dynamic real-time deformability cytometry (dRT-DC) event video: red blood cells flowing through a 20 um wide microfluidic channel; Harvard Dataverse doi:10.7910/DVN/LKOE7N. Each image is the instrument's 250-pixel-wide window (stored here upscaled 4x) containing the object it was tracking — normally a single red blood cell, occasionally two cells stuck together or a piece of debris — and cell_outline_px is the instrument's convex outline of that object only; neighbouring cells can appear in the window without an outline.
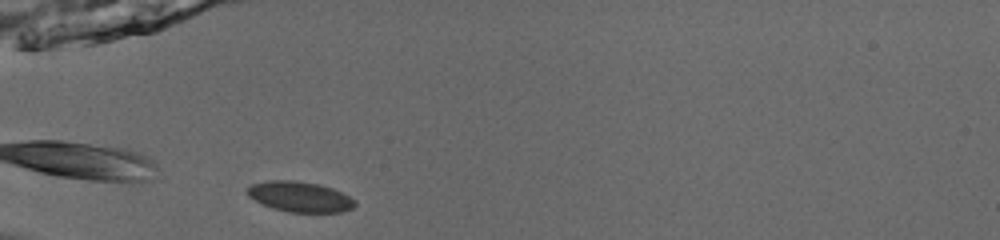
{"species": "common noctule bat (a hibernating species)", "species_latin": "Nyctalus noctula", "temperature_condition": "room temperature", "stored_images_in_passage": 11, "camera_frame_rate_fps": 3000, "um_per_image_px": 0.085, "animal": {"sex": "male", "body_mass_g": 13.0, "forearm_length_mm": 53.1}, "frame": {"image": 1, "passage_image": 2, "time_ms": 0.333, "image_size_px": [1000, 240], "cell_outline_px": [[356, 204], [352, 208], [340, 212], [288, 212], [264, 204], [248, 196], [244, 192], [244, 188], [252, 184], [268, 180], [292, 180], [316, 184], [332, 188], [356, 200]], "centroid_in_image_um": [25.45, 16.71], "position_along_channel_um": 59.5, "area_um2": 18.9}}